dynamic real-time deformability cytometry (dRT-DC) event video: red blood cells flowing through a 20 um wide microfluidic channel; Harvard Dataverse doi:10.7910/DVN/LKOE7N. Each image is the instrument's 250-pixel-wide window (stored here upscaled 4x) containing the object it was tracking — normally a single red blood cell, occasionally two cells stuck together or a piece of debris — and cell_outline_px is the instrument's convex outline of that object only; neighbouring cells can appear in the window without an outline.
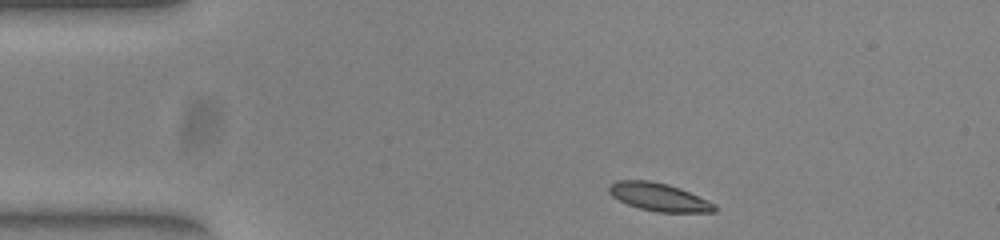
{"species": "common noctule bat (a hibernating species)", "species_latin": "Nyctalus noctula", "temperature_condition": "warm", "stored_images_in_passage": 44, "camera_frame_rate_fps": 3000, "um_per_image_px": 0.085, "animal": {"sex": "female", "body_mass_g": 23.0, "forearm_length_mm": 53.4}, "frame": {"image": 1, "passage_image": 1, "time_ms": 0.0, "image_size_px": [1000, 240], "cell_outline_px": [[716, 212], [656, 212], [640, 208], [628, 204], [612, 196], [608, 192], [608, 188], [616, 180], [648, 180], [668, 184], [680, 188], [708, 200], [716, 204]], "centroid_in_image_um": [56.03, 16.75], "position_along_channel_um": 29.0, "area_um2": 17.17}}
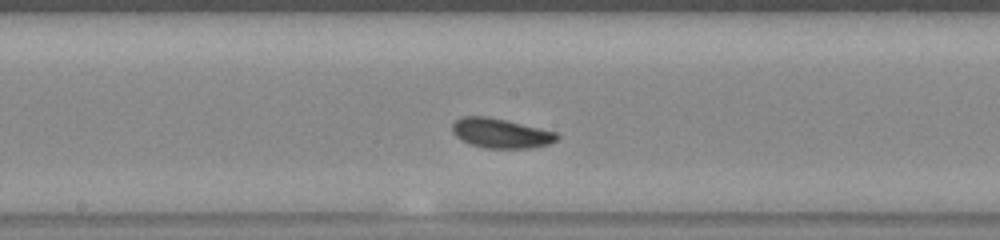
{"frame": {"image": 2, "passage_image": 19, "time_ms": 6.0, "image_size_px": [1000, 240], "cell_outline_px": [[560, 136], [556, 140], [548, 144], [532, 148], [488, 148], [472, 144], [460, 140], [452, 132], [452, 124], [456, 120], [464, 116], [488, 116], [556, 132]], "centroid_in_image_um": [42.55, 11.32], "position_along_channel_um": 205.6, "area_um2": 17.92}}
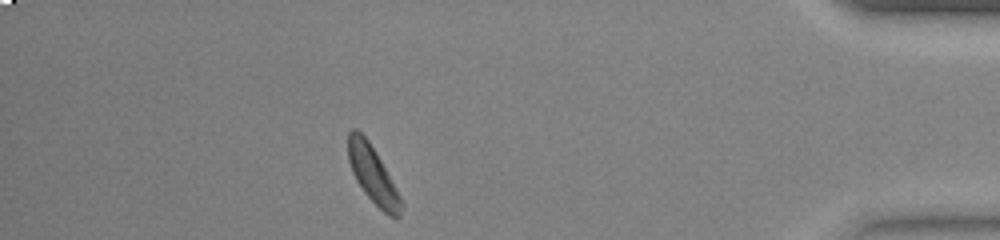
{"frame": {"image": 3, "passage_image": 38, "time_ms": 12.333, "image_size_px": [1000, 240], "cell_outline_px": [[400, 216], [396, 220], [388, 216], [364, 192], [356, 180], [352, 172], [348, 160], [348, 132], [352, 128], [356, 128], [368, 140], [376, 152], [400, 196]], "centroid_in_image_um": [31.65, 14.82], "position_along_channel_um": 403.5, "area_um2": 17.22}, "authors_computed_cell_mechanics": {"area_um2": 17.5134, "velocity_mm_per_s": 3.8931, "shape_relaxation_time_tau1_ms": 1.5834, "shape_relaxation_time_tau2_ms": 7.7332, "deformation_change_tau1": 0.0838, "deformation_change_tau2": 0.1382}}